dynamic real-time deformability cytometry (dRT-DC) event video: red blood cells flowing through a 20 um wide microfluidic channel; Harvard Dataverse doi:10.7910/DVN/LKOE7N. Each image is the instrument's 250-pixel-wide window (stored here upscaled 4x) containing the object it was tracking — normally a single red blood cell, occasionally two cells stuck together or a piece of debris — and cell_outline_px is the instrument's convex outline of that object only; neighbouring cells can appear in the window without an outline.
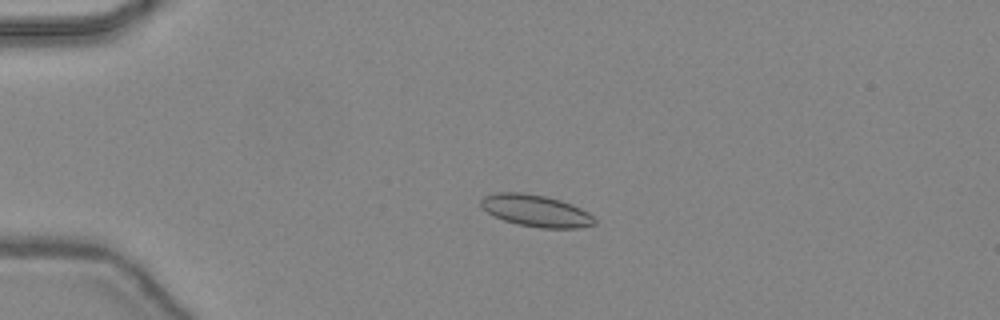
{"species": "common noctule bat (a hibernating species)", "species_latin": "Nyctalus noctula", "temperature_condition": "warm", "stored_images_in_passage": 48, "camera_frame_rate_fps": 3000, "um_per_image_px": 0.085, "animal": {"sex": "female", "body_mass_g": 24.6, "forearm_length_mm": 56.2}, "frame": {"image": 1, "passage_image": 13, "time_ms": 4.0, "image_size_px": [1000, 320], "cell_outline_px": [[596, 224], [580, 228], [540, 228], [516, 224], [504, 220], [488, 212], [480, 204], [480, 200], [484, 196], [496, 192], [524, 192], [544, 196], [560, 200], [572, 204], [588, 212], [596, 220]], "centroid_in_image_um": [45.57, 17.91], "position_along_channel_um": 39.4, "area_um2": 21.1}}
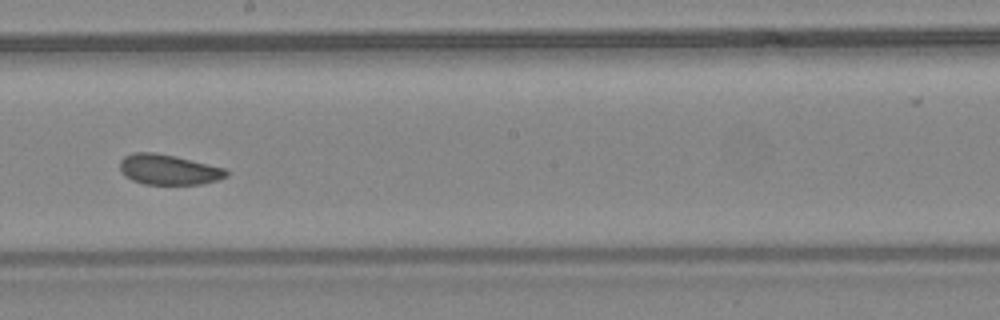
{"frame": {"image": 2, "passage_image": 29, "time_ms": 9.333, "image_size_px": [1000, 320], "cell_outline_px": [[228, 176], [216, 180], [200, 184], [144, 184], [132, 180], [124, 176], [120, 172], [120, 160], [124, 156], [132, 152], [156, 152], [176, 156], [224, 168], [228, 172]], "centroid_in_image_um": [14.28, 14.4], "position_along_channel_um": 233.9, "area_um2": 18.84}}
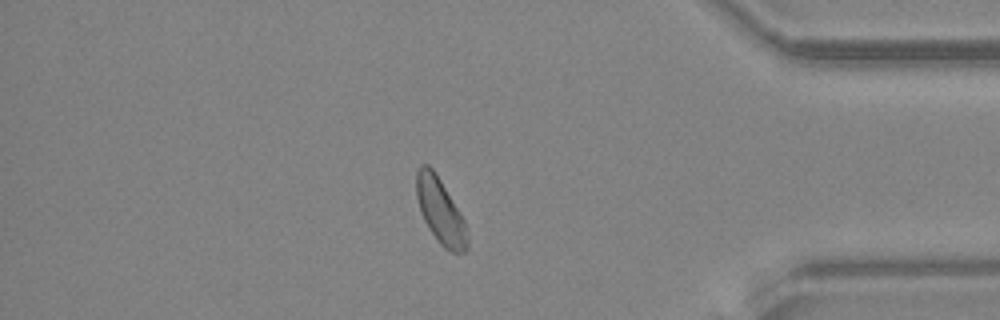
{"frame": {"image": 3, "passage_image": 42, "time_ms": 13.667, "image_size_px": [1000, 320], "cell_outline_px": [[468, 248], [464, 252], [452, 252], [444, 248], [440, 244], [428, 228], [420, 212], [416, 196], [416, 172], [420, 164], [428, 164], [436, 172], [460, 212], [464, 220], [468, 232]], "centroid_in_image_um": [37.42, 17.92], "position_along_channel_um": 397.8, "area_um2": 19.59}}